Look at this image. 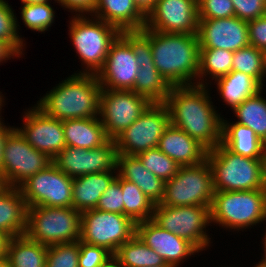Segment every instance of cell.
I'll use <instances>...</instances> for the list:
<instances>
[{"label":"cell","instance_id":"45","mask_svg":"<svg viewBox=\"0 0 266 267\" xmlns=\"http://www.w3.org/2000/svg\"><path fill=\"white\" fill-rule=\"evenodd\" d=\"M249 44L266 53V15L248 21Z\"/></svg>","mask_w":266,"mask_h":267},{"label":"cell","instance_id":"25","mask_svg":"<svg viewBox=\"0 0 266 267\" xmlns=\"http://www.w3.org/2000/svg\"><path fill=\"white\" fill-rule=\"evenodd\" d=\"M222 118L221 144L234 154L248 158H266V143L255 132L237 122Z\"/></svg>","mask_w":266,"mask_h":267},{"label":"cell","instance_id":"30","mask_svg":"<svg viewBox=\"0 0 266 267\" xmlns=\"http://www.w3.org/2000/svg\"><path fill=\"white\" fill-rule=\"evenodd\" d=\"M113 258L121 267L169 265L136 234L117 249Z\"/></svg>","mask_w":266,"mask_h":267},{"label":"cell","instance_id":"2","mask_svg":"<svg viewBox=\"0 0 266 267\" xmlns=\"http://www.w3.org/2000/svg\"><path fill=\"white\" fill-rule=\"evenodd\" d=\"M149 39L153 62L171 87L198 85L200 44L197 34L141 30Z\"/></svg>","mask_w":266,"mask_h":267},{"label":"cell","instance_id":"51","mask_svg":"<svg viewBox=\"0 0 266 267\" xmlns=\"http://www.w3.org/2000/svg\"><path fill=\"white\" fill-rule=\"evenodd\" d=\"M266 230V229H265ZM262 244H263V251H264V254H263V257L262 259H260L261 261H259L255 266L256 267H266V232H265V235H264V239H262Z\"/></svg>","mask_w":266,"mask_h":267},{"label":"cell","instance_id":"32","mask_svg":"<svg viewBox=\"0 0 266 267\" xmlns=\"http://www.w3.org/2000/svg\"><path fill=\"white\" fill-rule=\"evenodd\" d=\"M263 89L247 98L233 112L237 123L251 128L266 143V99L262 97Z\"/></svg>","mask_w":266,"mask_h":267},{"label":"cell","instance_id":"52","mask_svg":"<svg viewBox=\"0 0 266 267\" xmlns=\"http://www.w3.org/2000/svg\"><path fill=\"white\" fill-rule=\"evenodd\" d=\"M52 1V0H51ZM50 0H21L22 4L48 3ZM56 3V0H54Z\"/></svg>","mask_w":266,"mask_h":267},{"label":"cell","instance_id":"11","mask_svg":"<svg viewBox=\"0 0 266 267\" xmlns=\"http://www.w3.org/2000/svg\"><path fill=\"white\" fill-rule=\"evenodd\" d=\"M169 124L167 105L151 103L137 120L114 139L117 154L138 155L148 149L157 148Z\"/></svg>","mask_w":266,"mask_h":267},{"label":"cell","instance_id":"50","mask_svg":"<svg viewBox=\"0 0 266 267\" xmlns=\"http://www.w3.org/2000/svg\"><path fill=\"white\" fill-rule=\"evenodd\" d=\"M11 238L9 234L0 231V258L7 257L8 245Z\"/></svg>","mask_w":266,"mask_h":267},{"label":"cell","instance_id":"56","mask_svg":"<svg viewBox=\"0 0 266 267\" xmlns=\"http://www.w3.org/2000/svg\"><path fill=\"white\" fill-rule=\"evenodd\" d=\"M6 187V184L4 183V180L2 178L1 172H0V191Z\"/></svg>","mask_w":266,"mask_h":267},{"label":"cell","instance_id":"22","mask_svg":"<svg viewBox=\"0 0 266 267\" xmlns=\"http://www.w3.org/2000/svg\"><path fill=\"white\" fill-rule=\"evenodd\" d=\"M116 169L120 178L135 183L154 204L162 201L165 182L145 168L136 155L117 154Z\"/></svg>","mask_w":266,"mask_h":267},{"label":"cell","instance_id":"39","mask_svg":"<svg viewBox=\"0 0 266 267\" xmlns=\"http://www.w3.org/2000/svg\"><path fill=\"white\" fill-rule=\"evenodd\" d=\"M79 241L48 246L45 267H79Z\"/></svg>","mask_w":266,"mask_h":267},{"label":"cell","instance_id":"47","mask_svg":"<svg viewBox=\"0 0 266 267\" xmlns=\"http://www.w3.org/2000/svg\"><path fill=\"white\" fill-rule=\"evenodd\" d=\"M2 116L0 115V172L2 175V163H3V156H4V147L6 144L7 137L16 129L14 126L8 127L2 121Z\"/></svg>","mask_w":266,"mask_h":267},{"label":"cell","instance_id":"17","mask_svg":"<svg viewBox=\"0 0 266 267\" xmlns=\"http://www.w3.org/2000/svg\"><path fill=\"white\" fill-rule=\"evenodd\" d=\"M22 116L23 126L16 129L34 149L53 159L66 147L63 121L46 115L36 105Z\"/></svg>","mask_w":266,"mask_h":267},{"label":"cell","instance_id":"57","mask_svg":"<svg viewBox=\"0 0 266 267\" xmlns=\"http://www.w3.org/2000/svg\"><path fill=\"white\" fill-rule=\"evenodd\" d=\"M153 267H173L171 265H158V266H153Z\"/></svg>","mask_w":266,"mask_h":267},{"label":"cell","instance_id":"18","mask_svg":"<svg viewBox=\"0 0 266 267\" xmlns=\"http://www.w3.org/2000/svg\"><path fill=\"white\" fill-rule=\"evenodd\" d=\"M138 70L131 46L119 34L112 42L105 64L97 77L102 89L132 90Z\"/></svg>","mask_w":266,"mask_h":267},{"label":"cell","instance_id":"10","mask_svg":"<svg viewBox=\"0 0 266 267\" xmlns=\"http://www.w3.org/2000/svg\"><path fill=\"white\" fill-rule=\"evenodd\" d=\"M136 234V223L124 214L92 209L81 213L80 241L105 248L112 255Z\"/></svg>","mask_w":266,"mask_h":267},{"label":"cell","instance_id":"37","mask_svg":"<svg viewBox=\"0 0 266 267\" xmlns=\"http://www.w3.org/2000/svg\"><path fill=\"white\" fill-rule=\"evenodd\" d=\"M136 156L141 160L145 168L164 182L173 178L181 167L158 147L143 151Z\"/></svg>","mask_w":266,"mask_h":267},{"label":"cell","instance_id":"24","mask_svg":"<svg viewBox=\"0 0 266 267\" xmlns=\"http://www.w3.org/2000/svg\"><path fill=\"white\" fill-rule=\"evenodd\" d=\"M116 177L117 171H105L73 178L72 207L80 213L95 209L99 198Z\"/></svg>","mask_w":266,"mask_h":267},{"label":"cell","instance_id":"41","mask_svg":"<svg viewBox=\"0 0 266 267\" xmlns=\"http://www.w3.org/2000/svg\"><path fill=\"white\" fill-rule=\"evenodd\" d=\"M112 258L113 255L105 248L79 240V267H104Z\"/></svg>","mask_w":266,"mask_h":267},{"label":"cell","instance_id":"20","mask_svg":"<svg viewBox=\"0 0 266 267\" xmlns=\"http://www.w3.org/2000/svg\"><path fill=\"white\" fill-rule=\"evenodd\" d=\"M136 235L173 267H179L191 255L200 252L188 240L160 228L152 220L136 223Z\"/></svg>","mask_w":266,"mask_h":267},{"label":"cell","instance_id":"13","mask_svg":"<svg viewBox=\"0 0 266 267\" xmlns=\"http://www.w3.org/2000/svg\"><path fill=\"white\" fill-rule=\"evenodd\" d=\"M73 178L59 170L53 163L28 178L18 188L31 206L72 207Z\"/></svg>","mask_w":266,"mask_h":267},{"label":"cell","instance_id":"4","mask_svg":"<svg viewBox=\"0 0 266 267\" xmlns=\"http://www.w3.org/2000/svg\"><path fill=\"white\" fill-rule=\"evenodd\" d=\"M215 191L266 189V158L234 154L221 143L207 152Z\"/></svg>","mask_w":266,"mask_h":267},{"label":"cell","instance_id":"33","mask_svg":"<svg viewBox=\"0 0 266 267\" xmlns=\"http://www.w3.org/2000/svg\"><path fill=\"white\" fill-rule=\"evenodd\" d=\"M233 54L234 52L229 50L200 49L198 85H211L207 82L210 77L215 81L217 78L229 74L232 71Z\"/></svg>","mask_w":266,"mask_h":267},{"label":"cell","instance_id":"19","mask_svg":"<svg viewBox=\"0 0 266 267\" xmlns=\"http://www.w3.org/2000/svg\"><path fill=\"white\" fill-rule=\"evenodd\" d=\"M197 36L200 49H222L234 52L249 45L248 22L236 16L199 19Z\"/></svg>","mask_w":266,"mask_h":267},{"label":"cell","instance_id":"49","mask_svg":"<svg viewBox=\"0 0 266 267\" xmlns=\"http://www.w3.org/2000/svg\"><path fill=\"white\" fill-rule=\"evenodd\" d=\"M156 0H133L138 9L146 16L154 7Z\"/></svg>","mask_w":266,"mask_h":267},{"label":"cell","instance_id":"23","mask_svg":"<svg viewBox=\"0 0 266 267\" xmlns=\"http://www.w3.org/2000/svg\"><path fill=\"white\" fill-rule=\"evenodd\" d=\"M92 16L116 27L120 32L140 31L146 24V16L133 0H97Z\"/></svg>","mask_w":266,"mask_h":267},{"label":"cell","instance_id":"35","mask_svg":"<svg viewBox=\"0 0 266 267\" xmlns=\"http://www.w3.org/2000/svg\"><path fill=\"white\" fill-rule=\"evenodd\" d=\"M232 71L253 77L262 87L266 78V53L252 45L234 51L232 57Z\"/></svg>","mask_w":266,"mask_h":267},{"label":"cell","instance_id":"55","mask_svg":"<svg viewBox=\"0 0 266 267\" xmlns=\"http://www.w3.org/2000/svg\"><path fill=\"white\" fill-rule=\"evenodd\" d=\"M4 97H5V96H3L2 92H0V115H1V113H2L1 111H2V107H3V105H4L3 103L5 102V101H4V100H5Z\"/></svg>","mask_w":266,"mask_h":267},{"label":"cell","instance_id":"5","mask_svg":"<svg viewBox=\"0 0 266 267\" xmlns=\"http://www.w3.org/2000/svg\"><path fill=\"white\" fill-rule=\"evenodd\" d=\"M211 224L243 231L266 221V189L215 191L210 207Z\"/></svg>","mask_w":266,"mask_h":267},{"label":"cell","instance_id":"14","mask_svg":"<svg viewBox=\"0 0 266 267\" xmlns=\"http://www.w3.org/2000/svg\"><path fill=\"white\" fill-rule=\"evenodd\" d=\"M52 163L46 154L34 149L15 129L6 139L2 178L6 186L19 187L28 178Z\"/></svg>","mask_w":266,"mask_h":267},{"label":"cell","instance_id":"28","mask_svg":"<svg viewBox=\"0 0 266 267\" xmlns=\"http://www.w3.org/2000/svg\"><path fill=\"white\" fill-rule=\"evenodd\" d=\"M215 83L219 96L232 111L263 88L253 77L239 71H231L217 78Z\"/></svg>","mask_w":266,"mask_h":267},{"label":"cell","instance_id":"1","mask_svg":"<svg viewBox=\"0 0 266 267\" xmlns=\"http://www.w3.org/2000/svg\"><path fill=\"white\" fill-rule=\"evenodd\" d=\"M208 87H171L165 104L170 113V123L209 151L221 143L223 116L213 105Z\"/></svg>","mask_w":266,"mask_h":267},{"label":"cell","instance_id":"9","mask_svg":"<svg viewBox=\"0 0 266 267\" xmlns=\"http://www.w3.org/2000/svg\"><path fill=\"white\" fill-rule=\"evenodd\" d=\"M151 220L160 228L188 240L200 252L213 243L206 232V227L212 226L210 207L155 204Z\"/></svg>","mask_w":266,"mask_h":267},{"label":"cell","instance_id":"38","mask_svg":"<svg viewBox=\"0 0 266 267\" xmlns=\"http://www.w3.org/2000/svg\"><path fill=\"white\" fill-rule=\"evenodd\" d=\"M50 3L22 4L20 13L24 25L35 32L48 31L55 21V11Z\"/></svg>","mask_w":266,"mask_h":267},{"label":"cell","instance_id":"48","mask_svg":"<svg viewBox=\"0 0 266 267\" xmlns=\"http://www.w3.org/2000/svg\"><path fill=\"white\" fill-rule=\"evenodd\" d=\"M20 58V56L3 40H0V64L5 63L11 58ZM7 60V61H6Z\"/></svg>","mask_w":266,"mask_h":267},{"label":"cell","instance_id":"7","mask_svg":"<svg viewBox=\"0 0 266 267\" xmlns=\"http://www.w3.org/2000/svg\"><path fill=\"white\" fill-rule=\"evenodd\" d=\"M25 234L47 247L77 242L81 234V213L73 207H28Z\"/></svg>","mask_w":266,"mask_h":267},{"label":"cell","instance_id":"8","mask_svg":"<svg viewBox=\"0 0 266 267\" xmlns=\"http://www.w3.org/2000/svg\"><path fill=\"white\" fill-rule=\"evenodd\" d=\"M213 175L208 160L192 166H182L165 182L160 205L211 207L214 197Z\"/></svg>","mask_w":266,"mask_h":267},{"label":"cell","instance_id":"53","mask_svg":"<svg viewBox=\"0 0 266 267\" xmlns=\"http://www.w3.org/2000/svg\"><path fill=\"white\" fill-rule=\"evenodd\" d=\"M0 267H11L7 257L0 258Z\"/></svg>","mask_w":266,"mask_h":267},{"label":"cell","instance_id":"3","mask_svg":"<svg viewBox=\"0 0 266 267\" xmlns=\"http://www.w3.org/2000/svg\"><path fill=\"white\" fill-rule=\"evenodd\" d=\"M101 89L97 75L75 72L47 91L36 106L61 121L98 117Z\"/></svg>","mask_w":266,"mask_h":267},{"label":"cell","instance_id":"43","mask_svg":"<svg viewBox=\"0 0 266 267\" xmlns=\"http://www.w3.org/2000/svg\"><path fill=\"white\" fill-rule=\"evenodd\" d=\"M123 194L121 189V178L117 177L111 182L109 187L103 192L99 198L95 209L123 214Z\"/></svg>","mask_w":266,"mask_h":267},{"label":"cell","instance_id":"46","mask_svg":"<svg viewBox=\"0 0 266 267\" xmlns=\"http://www.w3.org/2000/svg\"><path fill=\"white\" fill-rule=\"evenodd\" d=\"M56 2L63 8L69 9L68 12H75L74 16H92L97 4V0H56Z\"/></svg>","mask_w":266,"mask_h":267},{"label":"cell","instance_id":"21","mask_svg":"<svg viewBox=\"0 0 266 267\" xmlns=\"http://www.w3.org/2000/svg\"><path fill=\"white\" fill-rule=\"evenodd\" d=\"M158 148L181 167L197 165L207 159L208 150L171 123L164 130Z\"/></svg>","mask_w":266,"mask_h":267},{"label":"cell","instance_id":"29","mask_svg":"<svg viewBox=\"0 0 266 267\" xmlns=\"http://www.w3.org/2000/svg\"><path fill=\"white\" fill-rule=\"evenodd\" d=\"M48 247L26 234L10 239L7 259L11 267H45Z\"/></svg>","mask_w":266,"mask_h":267},{"label":"cell","instance_id":"54","mask_svg":"<svg viewBox=\"0 0 266 267\" xmlns=\"http://www.w3.org/2000/svg\"><path fill=\"white\" fill-rule=\"evenodd\" d=\"M104 267H121L115 260L112 258Z\"/></svg>","mask_w":266,"mask_h":267},{"label":"cell","instance_id":"36","mask_svg":"<svg viewBox=\"0 0 266 267\" xmlns=\"http://www.w3.org/2000/svg\"><path fill=\"white\" fill-rule=\"evenodd\" d=\"M6 0H0V40L5 41L20 57L24 55L25 40L19 35L17 17Z\"/></svg>","mask_w":266,"mask_h":267},{"label":"cell","instance_id":"40","mask_svg":"<svg viewBox=\"0 0 266 267\" xmlns=\"http://www.w3.org/2000/svg\"><path fill=\"white\" fill-rule=\"evenodd\" d=\"M120 35L129 43L134 55L136 56L137 65L141 67L143 63H154L150 39L140 31H121Z\"/></svg>","mask_w":266,"mask_h":267},{"label":"cell","instance_id":"26","mask_svg":"<svg viewBox=\"0 0 266 267\" xmlns=\"http://www.w3.org/2000/svg\"><path fill=\"white\" fill-rule=\"evenodd\" d=\"M27 230V205L18 187L6 186L0 191V231L11 237Z\"/></svg>","mask_w":266,"mask_h":267},{"label":"cell","instance_id":"44","mask_svg":"<svg viewBox=\"0 0 266 267\" xmlns=\"http://www.w3.org/2000/svg\"><path fill=\"white\" fill-rule=\"evenodd\" d=\"M235 16L244 21L266 15L265 0H232Z\"/></svg>","mask_w":266,"mask_h":267},{"label":"cell","instance_id":"34","mask_svg":"<svg viewBox=\"0 0 266 267\" xmlns=\"http://www.w3.org/2000/svg\"><path fill=\"white\" fill-rule=\"evenodd\" d=\"M123 194V214L135 223L151 220L154 203L135 184L121 178Z\"/></svg>","mask_w":266,"mask_h":267},{"label":"cell","instance_id":"6","mask_svg":"<svg viewBox=\"0 0 266 267\" xmlns=\"http://www.w3.org/2000/svg\"><path fill=\"white\" fill-rule=\"evenodd\" d=\"M72 18V19H71ZM69 37L85 68L77 73L95 74L103 68L112 42L120 31L93 16H71Z\"/></svg>","mask_w":266,"mask_h":267},{"label":"cell","instance_id":"15","mask_svg":"<svg viewBox=\"0 0 266 267\" xmlns=\"http://www.w3.org/2000/svg\"><path fill=\"white\" fill-rule=\"evenodd\" d=\"M117 148L109 139L105 144L93 149L66 146L53 159L52 163L67 176L75 178L92 173L117 171Z\"/></svg>","mask_w":266,"mask_h":267},{"label":"cell","instance_id":"42","mask_svg":"<svg viewBox=\"0 0 266 267\" xmlns=\"http://www.w3.org/2000/svg\"><path fill=\"white\" fill-rule=\"evenodd\" d=\"M199 19H220L235 16L232 0H197Z\"/></svg>","mask_w":266,"mask_h":267},{"label":"cell","instance_id":"31","mask_svg":"<svg viewBox=\"0 0 266 267\" xmlns=\"http://www.w3.org/2000/svg\"><path fill=\"white\" fill-rule=\"evenodd\" d=\"M171 86L158 72L154 63H143L137 72L133 92L146 97L151 103H165Z\"/></svg>","mask_w":266,"mask_h":267},{"label":"cell","instance_id":"12","mask_svg":"<svg viewBox=\"0 0 266 267\" xmlns=\"http://www.w3.org/2000/svg\"><path fill=\"white\" fill-rule=\"evenodd\" d=\"M151 102L132 90L101 89L99 119L109 139H115L148 108Z\"/></svg>","mask_w":266,"mask_h":267},{"label":"cell","instance_id":"16","mask_svg":"<svg viewBox=\"0 0 266 267\" xmlns=\"http://www.w3.org/2000/svg\"><path fill=\"white\" fill-rule=\"evenodd\" d=\"M197 0H156L146 15L145 28L174 34H197Z\"/></svg>","mask_w":266,"mask_h":267},{"label":"cell","instance_id":"27","mask_svg":"<svg viewBox=\"0 0 266 267\" xmlns=\"http://www.w3.org/2000/svg\"><path fill=\"white\" fill-rule=\"evenodd\" d=\"M63 132L69 147L93 149L109 140L99 117L65 120Z\"/></svg>","mask_w":266,"mask_h":267}]
</instances>
